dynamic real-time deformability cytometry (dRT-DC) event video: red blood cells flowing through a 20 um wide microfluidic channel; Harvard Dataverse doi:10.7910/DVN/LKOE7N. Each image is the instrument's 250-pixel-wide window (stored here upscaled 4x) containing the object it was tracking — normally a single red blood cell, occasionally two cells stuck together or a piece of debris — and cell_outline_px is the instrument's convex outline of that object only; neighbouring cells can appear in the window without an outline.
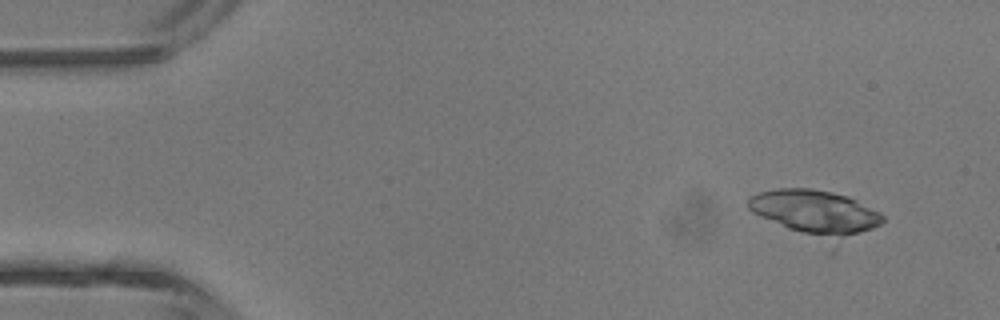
{"species": "common noctule bat (a hibernating species)", "species_latin": "Nyctalus noctula", "temperature_condition": "room temperature", "stored_images_in_passage": 3, "camera_frame_rate_fps": 3000, "um_per_image_px": 0.085, "animal": {"sex": "male", "body_mass_g": 13.3}, "frame": {"image": 1, "passage_image": 1, "time_ms": 0.0, "image_size_px": [1000, 320], "cell_outline_px": [[884, 220], [880, 224], [872, 228], [860, 232], [840, 236], [828, 236], [804, 232], [788, 228], [760, 216], [752, 212], [748, 208], [748, 196], [756, 192], [776, 188], [812, 188], [832, 192], [848, 196], [880, 212], [884, 216]], "centroid_in_image_um": [69.23, 17.95], "position_along_channel_um": 15.8, "area_um2": 33.41}}